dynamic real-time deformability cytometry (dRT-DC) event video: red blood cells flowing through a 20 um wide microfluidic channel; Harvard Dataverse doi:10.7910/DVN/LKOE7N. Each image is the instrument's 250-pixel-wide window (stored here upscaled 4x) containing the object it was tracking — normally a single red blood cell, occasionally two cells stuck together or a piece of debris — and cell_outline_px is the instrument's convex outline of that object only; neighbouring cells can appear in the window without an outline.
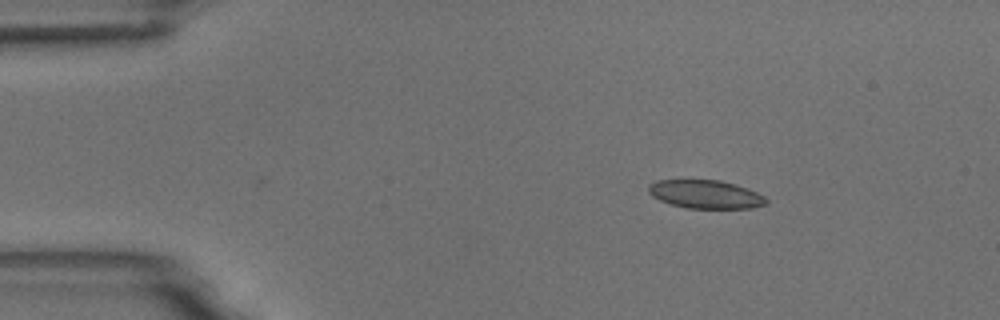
{"species": "common noctule bat (a hibernating species)", "species_latin": "Nyctalus noctula", "temperature_condition": "room temperature", "stored_images_in_passage": 3, "camera_frame_rate_fps": 3000, "um_per_image_px": 0.085, "animal": {"sex": "male", "body_mass_g": 18.8}, "frame": {"image": 1, "passage_image": 1, "time_ms": 0.0, "image_size_px": [1000, 320], "cell_outline_px": [[768, 204], [752, 208], [688, 208], [672, 204], [660, 200], [652, 196], [648, 192], [648, 184], [656, 180], [720, 180], [748, 188], [764, 196], [768, 200]], "centroid_in_image_um": [59.98, 16.51], "position_along_channel_um": 25.0, "area_um2": 19.48}}